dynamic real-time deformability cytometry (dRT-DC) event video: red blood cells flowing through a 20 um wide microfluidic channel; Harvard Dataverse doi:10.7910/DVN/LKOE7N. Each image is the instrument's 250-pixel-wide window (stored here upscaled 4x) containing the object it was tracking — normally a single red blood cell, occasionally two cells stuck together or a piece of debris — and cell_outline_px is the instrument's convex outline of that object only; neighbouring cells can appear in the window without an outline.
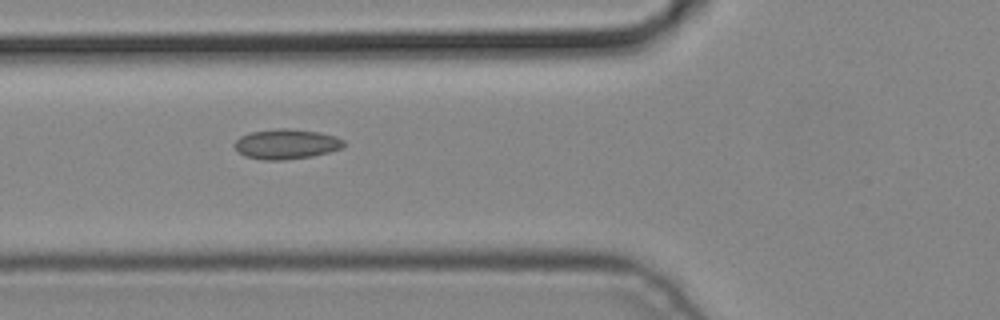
{"species": "common noctule bat (a hibernating species)", "species_latin": "Nyctalus noctula", "temperature_condition": "cold", "stored_images_in_passage": 7, "camera_frame_rate_fps": 3000, "um_per_image_px": 0.085, "animal": {"sex": "male", "body_mass_g": 19.2, "forearm_length_mm": 51.8}, "frame": {"image": 1, "passage_image": 5, "time_ms": 1.333, "image_size_px": [1000, 320], "cell_outline_px": [[344, 144], [340, 148], [328, 152], [312, 156], [284, 160], [264, 160], [244, 156], [232, 144], [240, 136], [252, 132], [280, 128], [292, 128], [320, 132], [336, 136], [344, 140]], "centroid_in_image_um": [24.33, 12.24], "position_along_channel_um": 101.5, "area_um2": 19.07}}
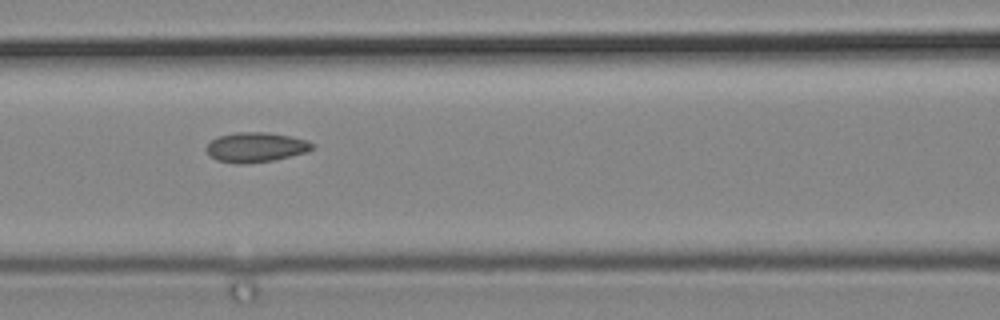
{"frame": {"image": 2, "passage_image": 6, "time_ms": 1.667, "image_size_px": [1000, 320], "cell_outline_px": [[316, 144], [308, 152], [276, 160], [248, 164], [236, 164], [216, 160], [204, 148], [216, 136], [236, 132], [264, 132], [288, 136], [308, 140]], "centroid_in_image_um": [21.75, 12.52], "position_along_channel_um": 144.8, "area_um2": 18.61}}
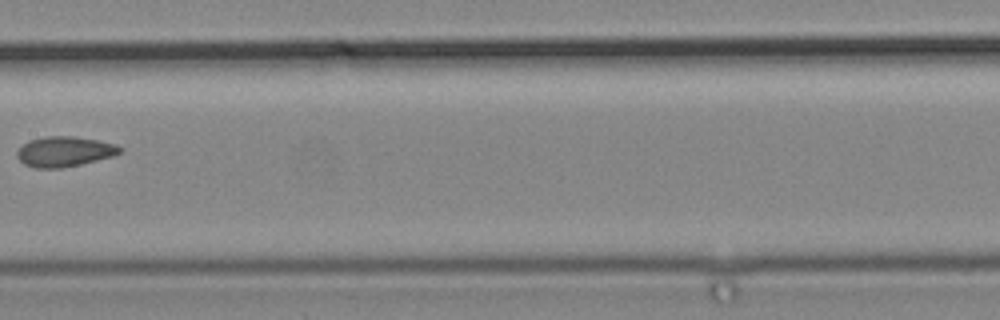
{"frame": {"image": 3, "passage_image": 7, "time_ms": 2.0, "image_size_px": [1000, 320], "cell_outline_px": [[124, 148], [120, 152], [112, 156], [80, 164], [60, 168], [36, 168], [24, 164], [16, 156], [16, 152], [28, 140], [44, 136], [76, 136], [116, 144]], "centroid_in_image_um": [5.46, 12.87], "position_along_channel_um": 201.9, "area_um2": 18.03}}